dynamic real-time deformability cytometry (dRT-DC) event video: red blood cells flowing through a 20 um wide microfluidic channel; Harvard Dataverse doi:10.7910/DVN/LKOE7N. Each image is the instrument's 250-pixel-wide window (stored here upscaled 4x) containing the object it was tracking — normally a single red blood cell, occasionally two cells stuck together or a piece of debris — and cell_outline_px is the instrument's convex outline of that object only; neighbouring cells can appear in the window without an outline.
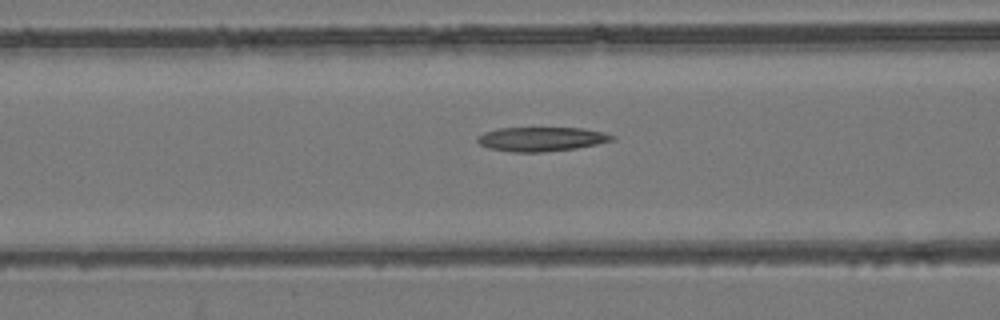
{"species": "common noctule bat (a hibernating species)", "species_latin": "Nyctalus noctula", "temperature_condition": "room temperature", "stored_images_in_passage": 37, "camera_frame_rate_fps": 3000, "um_per_image_px": 0.085, "animal": {"sex": "female", "body_mass_g": 24.6, "forearm_length_mm": 56.2}, "frame": {"image": 1, "passage_image": 5, "time_ms": 1.333, "image_size_px": [1000, 320], "cell_outline_px": [[616, 140], [576, 148], [544, 152], [512, 152], [488, 148], [480, 144], [476, 140], [476, 136], [484, 132], [500, 128], [584, 128], [604, 132], [616, 136]], "centroid_in_image_um": [46.03, 11.82], "position_along_channel_um": 120.6, "area_um2": 19.13}}
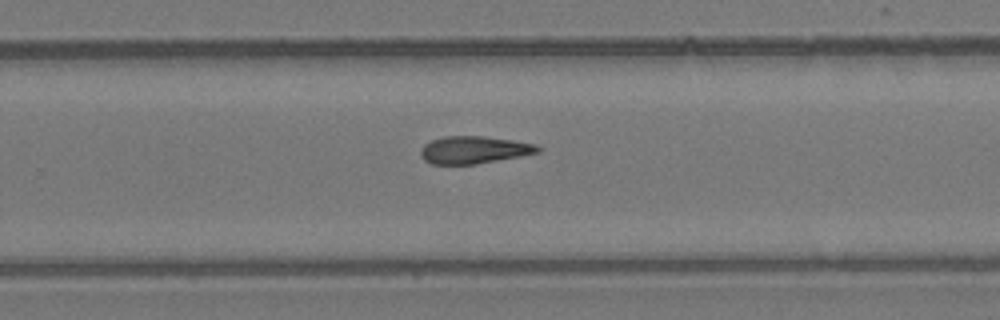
{"frame": {"image": 2, "passage_image": 18, "time_ms": 5.667, "image_size_px": [1000, 320], "cell_outline_px": [[540, 152], [520, 156], [476, 164], [432, 164], [424, 160], [420, 156], [420, 152], [424, 144], [432, 140], [444, 136], [484, 136], [512, 140], [536, 144], [540, 148]], "centroid_in_image_um": [40.27, 12.74], "position_along_channel_um": 289.5, "area_um2": 18.67}}
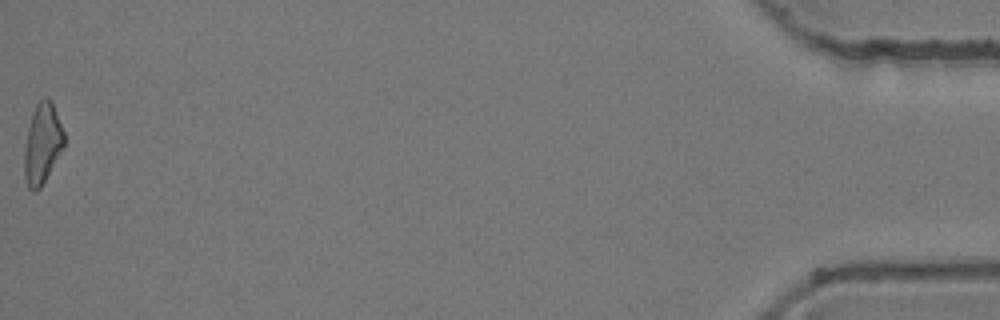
{"frame": {"image": 3, "passage_image": 37, "time_ms": 12.0, "image_size_px": [1000, 320], "cell_outline_px": [[64, 144], [40, 188], [36, 192], [28, 188], [24, 176], [24, 148], [28, 128], [32, 112], [36, 104], [44, 96], [48, 96], [52, 100], [64, 132]], "centroid_in_image_um": [3.58, 12.16], "position_along_channel_um": 431.6, "area_um2": 18.5}}